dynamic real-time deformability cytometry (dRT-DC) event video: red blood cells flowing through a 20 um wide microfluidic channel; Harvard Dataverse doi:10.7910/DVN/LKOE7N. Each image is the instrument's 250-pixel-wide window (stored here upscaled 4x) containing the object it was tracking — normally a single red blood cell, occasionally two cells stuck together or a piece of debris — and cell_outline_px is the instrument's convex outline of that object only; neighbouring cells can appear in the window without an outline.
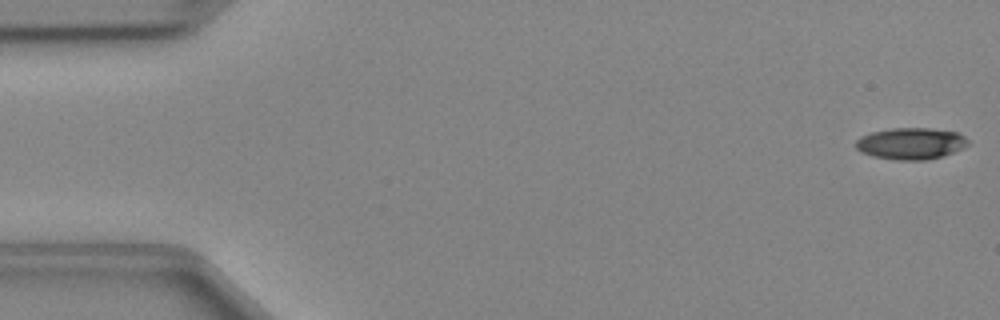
{"species": "Egyptian fruit bat (a non-hibernating species)", "species_latin": "Rousettus aegyptiacus", "temperature_condition": "cold", "stored_images_in_passage": 15, "camera_frame_rate_fps": 3000, "um_per_image_px": 0.085, "animal": {"sex": "female"}, "frame": {"image": 1, "passage_image": 1, "time_ms": 0.0, "image_size_px": [1000, 320], "cell_outline_px": [[968, 144], [964, 148], [944, 156], [928, 160], [896, 160], [872, 156], [860, 152], [856, 148], [856, 140], [860, 136], [872, 132], [892, 128], [928, 128], [956, 132], [964, 136], [968, 140]], "centroid_in_image_um": [77.42, 12.21], "position_along_channel_um": 7.6, "area_um2": 20.81}}
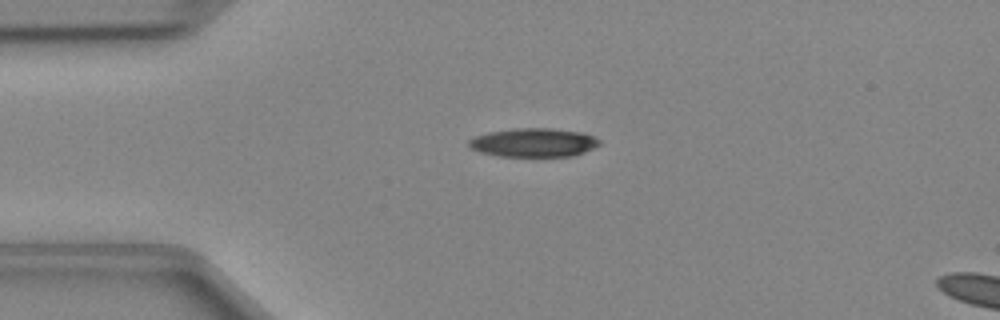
{"frame": {"image": 2, "passage_image": 11, "time_ms": 3.333, "image_size_px": [1000, 320], "cell_outline_px": [[600, 144], [584, 152], [572, 156], [496, 156], [480, 152], [472, 148], [468, 144], [468, 140], [472, 136], [488, 132], [516, 128], [552, 128], [580, 132], [592, 136], [600, 140]], "centroid_in_image_um": [45.31, 12.11], "position_along_channel_um": 39.7, "area_um2": 21.85}}